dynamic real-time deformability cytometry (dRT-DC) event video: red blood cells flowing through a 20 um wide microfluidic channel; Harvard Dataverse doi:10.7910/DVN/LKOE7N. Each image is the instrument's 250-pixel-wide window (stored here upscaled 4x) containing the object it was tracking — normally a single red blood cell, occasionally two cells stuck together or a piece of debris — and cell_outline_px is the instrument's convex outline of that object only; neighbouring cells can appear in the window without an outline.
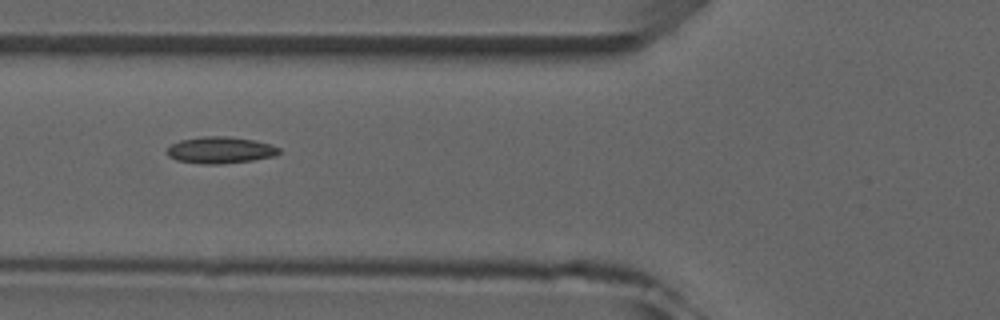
{"species": "common noctule bat (a hibernating species)", "species_latin": "Nyctalus noctula", "temperature_condition": "room temperature", "stored_images_in_passage": 9, "camera_frame_rate_fps": 3000, "um_per_image_px": 0.085, "animal": {"sex": "male", "forearm_length_mm": 52.5}, "frame": {"image": 1, "passage_image": 6, "time_ms": 5.667, "image_size_px": [1000, 320], "cell_outline_px": [[280, 152], [276, 156], [252, 160], [220, 164], [204, 164], [176, 160], [168, 156], [164, 152], [172, 144], [180, 140], [204, 136], [228, 136], [256, 140], [272, 144], [280, 148]], "centroid_in_image_um": [18.74, 12.75], "position_along_channel_um": 107.1, "area_um2": 17.57}}
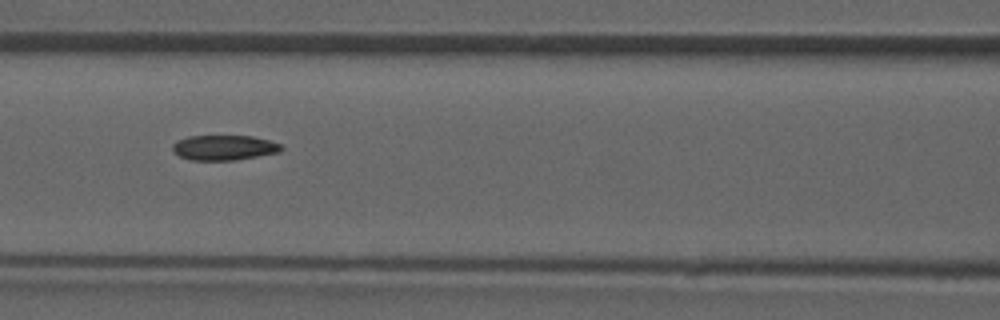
{"frame": {"image": 2, "passage_image": 7, "time_ms": 6.667, "image_size_px": [1000, 320], "cell_outline_px": [[284, 148], [280, 152], [236, 160], [192, 160], [180, 156], [172, 152], [172, 144], [176, 140], [188, 136], [252, 136], [268, 140], [280, 144]], "centroid_in_image_um": [19.02, 12.55], "position_along_channel_um": 147.6, "area_um2": 15.95}}